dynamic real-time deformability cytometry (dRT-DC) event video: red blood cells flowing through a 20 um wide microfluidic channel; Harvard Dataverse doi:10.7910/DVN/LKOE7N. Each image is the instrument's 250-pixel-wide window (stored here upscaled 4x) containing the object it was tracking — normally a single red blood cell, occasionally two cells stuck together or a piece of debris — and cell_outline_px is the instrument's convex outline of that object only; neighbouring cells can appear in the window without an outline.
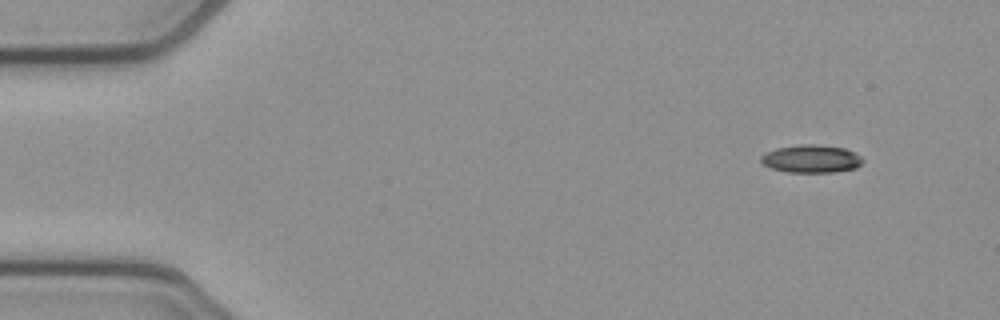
{"species": "common noctule bat (a hibernating species)", "species_latin": "Nyctalus noctula", "temperature_condition": "cold", "stored_images_in_passage": 49, "camera_frame_rate_fps": 3000, "um_per_image_px": 0.085, "animal": {"sex": "female", "body_mass_g": 21.9}, "frame": {"image": 1, "passage_image": 1, "time_ms": 0.0, "image_size_px": [1000, 320], "cell_outline_px": [[864, 160], [856, 168], [836, 172], [788, 172], [772, 168], [764, 164], [760, 160], [760, 156], [764, 152], [776, 148], [800, 144], [812, 144], [844, 148], [860, 156]], "centroid_in_image_um": [68.93, 13.5], "position_along_channel_um": 16.1, "area_um2": 16.47}}
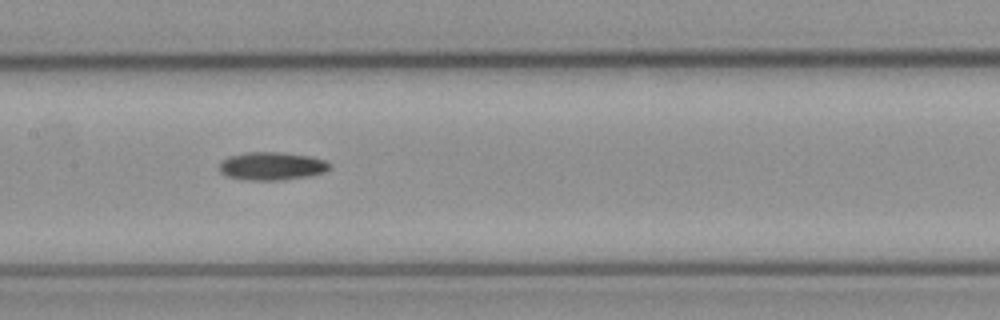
{"frame": {"image": 2, "passage_image": 22, "time_ms": 7.0, "image_size_px": [1000, 320], "cell_outline_px": [[332, 168], [324, 172], [308, 176], [280, 180], [244, 180], [224, 176], [220, 172], [220, 164], [228, 156], [244, 152], [280, 152], [312, 156], [324, 160], [332, 164]], "centroid_in_image_um": [23.11, 14.11], "position_along_channel_um": 184.3, "area_um2": 18.26}}
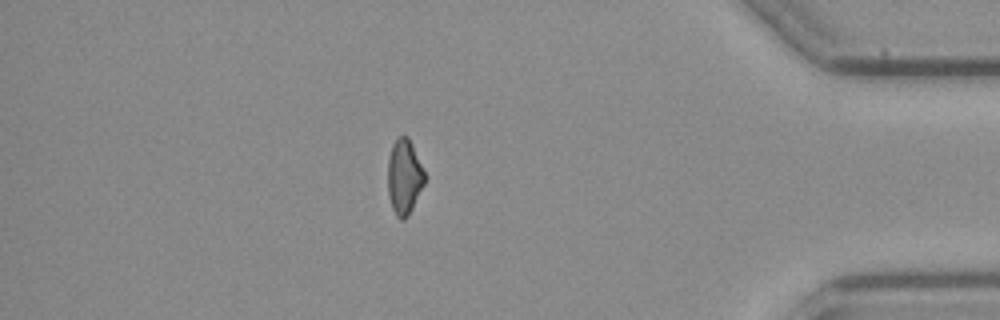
{"frame": {"image": 3, "passage_image": 42, "time_ms": 13.667, "image_size_px": [1000, 320], "cell_outline_px": [[424, 184], [408, 216], [404, 220], [400, 220], [396, 216], [392, 208], [388, 196], [388, 156], [392, 144], [400, 136], [408, 136], [412, 144], [424, 172]], "centroid_in_image_um": [34.34, 15.05], "position_along_channel_um": 400.9, "area_um2": 16.01}}